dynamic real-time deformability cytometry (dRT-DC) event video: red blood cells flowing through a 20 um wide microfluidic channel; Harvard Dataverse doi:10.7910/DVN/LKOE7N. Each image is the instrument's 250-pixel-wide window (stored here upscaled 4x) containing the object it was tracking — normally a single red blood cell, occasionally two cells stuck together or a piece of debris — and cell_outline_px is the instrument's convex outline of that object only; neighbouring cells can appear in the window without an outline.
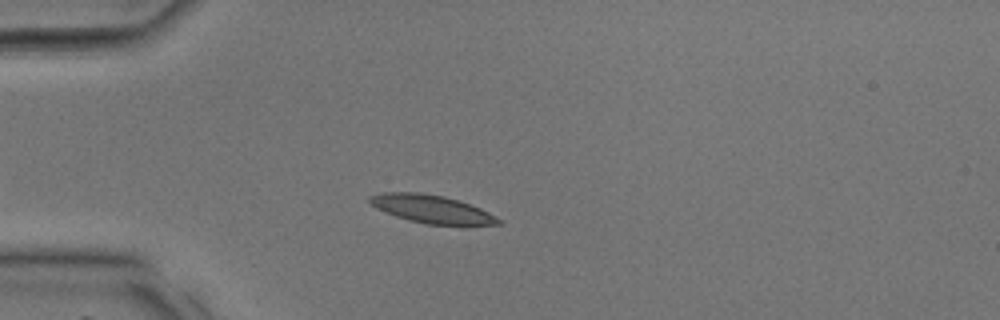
{"species": "common noctule bat (a hibernating species)", "species_latin": "Nyctalus noctula", "temperature_condition": "room temperature", "stored_images_in_passage": 32, "camera_frame_rate_fps": 3000, "um_per_image_px": 0.085, "animal": {"sex": "male", "body_mass_g": 17.9, "forearm_length_mm": 54.2}, "frame": {"image": 1, "passage_image": 7, "time_ms": 2.0, "image_size_px": [1000, 320], "cell_outline_px": [[500, 224], [428, 224], [408, 220], [396, 216], [376, 208], [368, 200], [368, 196], [380, 192], [420, 192], [444, 196], [480, 208], [488, 212], [500, 220]], "centroid_in_image_um": [36.6, 17.74], "position_along_channel_um": 48.4, "area_um2": 20.58}}
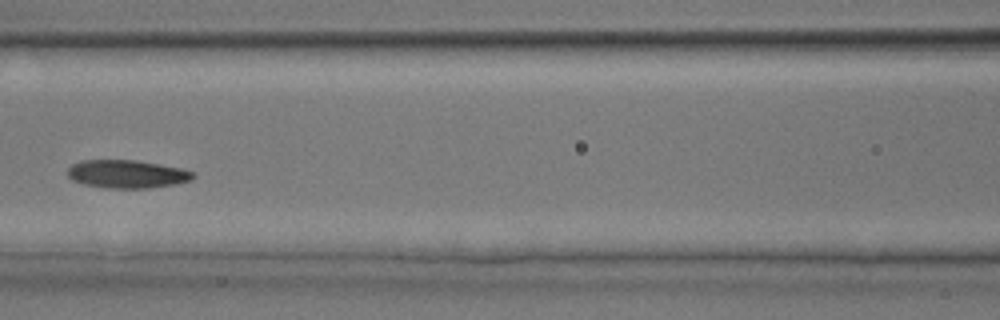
{"frame": {"image": 2, "passage_image": 14, "time_ms": 4.333, "image_size_px": [1000, 320], "cell_outline_px": [[196, 176], [192, 180], [176, 184], [148, 188], [108, 188], [84, 184], [72, 180], [68, 176], [68, 168], [72, 164], [80, 160], [136, 160], [160, 164], [180, 168], [196, 172]], "centroid_in_image_um": [10.82, 14.79], "position_along_channel_um": 155.8, "area_um2": 20.69}}
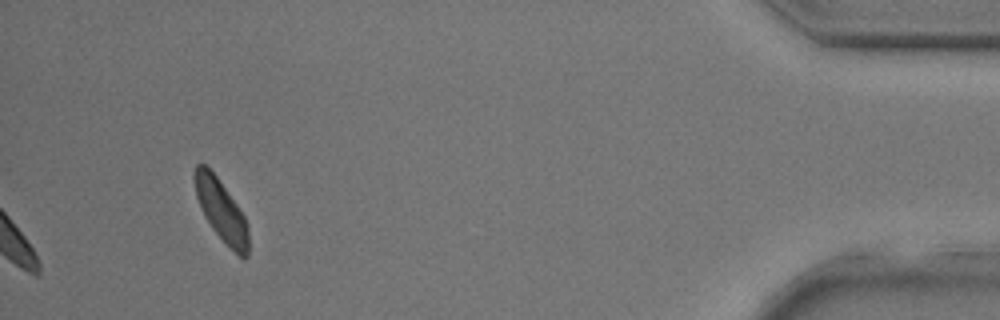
{"frame": {"image": 3, "passage_image": 32, "time_ms": 10.333, "image_size_px": [1000, 320], "cell_outline_px": [[248, 256], [244, 260], [212, 228], [204, 216], [200, 208], [196, 196], [192, 176], [192, 172], [196, 164], [204, 164], [216, 176], [236, 204], [244, 216], [248, 232]], "centroid_in_image_um": [18.76, 17.84], "position_along_channel_um": 416.4, "area_um2": 18.9}}